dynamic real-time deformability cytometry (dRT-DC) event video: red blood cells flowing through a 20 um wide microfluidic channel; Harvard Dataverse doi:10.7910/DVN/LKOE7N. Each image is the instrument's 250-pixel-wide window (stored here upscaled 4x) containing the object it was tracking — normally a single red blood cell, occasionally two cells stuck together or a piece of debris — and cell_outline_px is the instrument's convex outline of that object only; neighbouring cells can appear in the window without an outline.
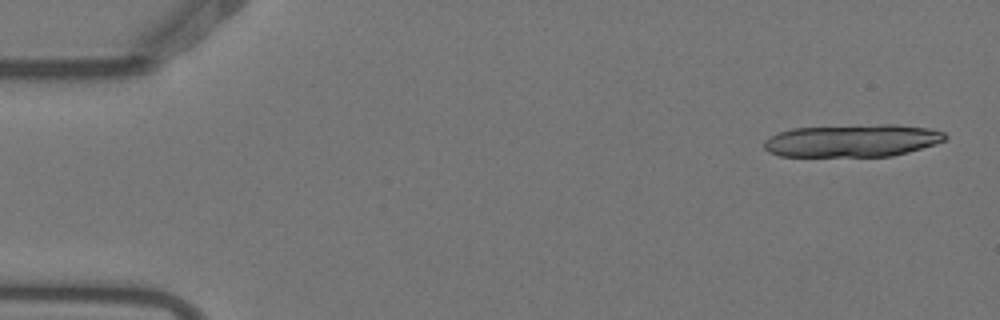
{"species": "Egyptian fruit bat (a non-hibernating species)", "species_latin": "Rousettus aegyptiacus", "temperature_condition": "warm", "stored_images_in_passage": 4, "camera_frame_rate_fps": 3000, "um_per_image_px": 0.085, "animal": {"sex": "female"}, "frame": {"image": 1, "passage_image": 1, "time_ms": 0.0, "image_size_px": [1000, 320], "cell_outline_px": [[948, 136], [944, 140], [936, 144], [908, 152], [892, 156], [780, 156], [768, 152], [764, 148], [764, 140], [780, 132], [792, 128], [880, 124], [896, 124], [928, 128], [944, 132]], "centroid_in_image_um": [72.47, 11.95], "position_along_channel_um": 12.5, "area_um2": 34.39}}